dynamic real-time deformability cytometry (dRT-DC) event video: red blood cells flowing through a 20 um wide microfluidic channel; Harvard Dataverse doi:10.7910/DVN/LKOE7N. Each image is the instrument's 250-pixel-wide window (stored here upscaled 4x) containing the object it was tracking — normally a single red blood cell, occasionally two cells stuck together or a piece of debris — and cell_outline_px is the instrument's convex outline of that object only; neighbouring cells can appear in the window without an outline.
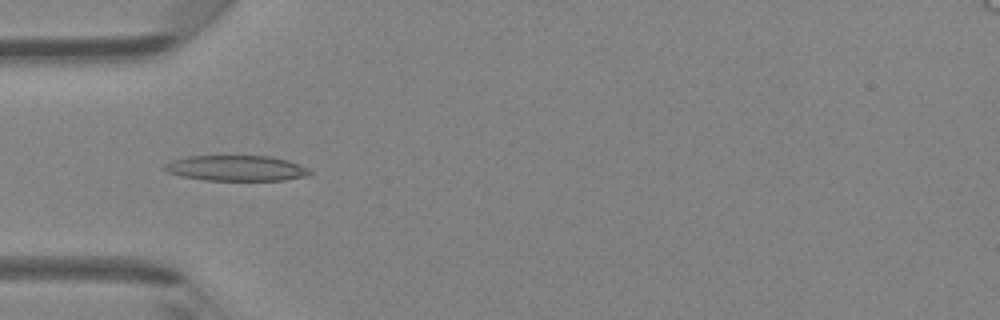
{"species": "Egyptian fruit bat (a non-hibernating species)", "species_latin": "Rousettus aegyptiacus", "temperature_condition": "room temperature", "stored_images_in_passage": 47, "camera_frame_rate_fps": 3000, "um_per_image_px": 0.085, "animal": {"sex": "female"}, "frame": {"image": 1, "passage_image": 15, "time_ms": 4.667, "image_size_px": [1000, 320], "cell_outline_px": [[312, 172], [308, 176], [284, 180], [204, 180], [180, 176], [168, 172], [164, 168], [164, 164], [172, 160], [188, 156], [272, 156], [288, 160], [308, 168]], "centroid_in_image_um": [20.09, 14.29], "position_along_channel_um": 64.9, "area_um2": 21.62}}
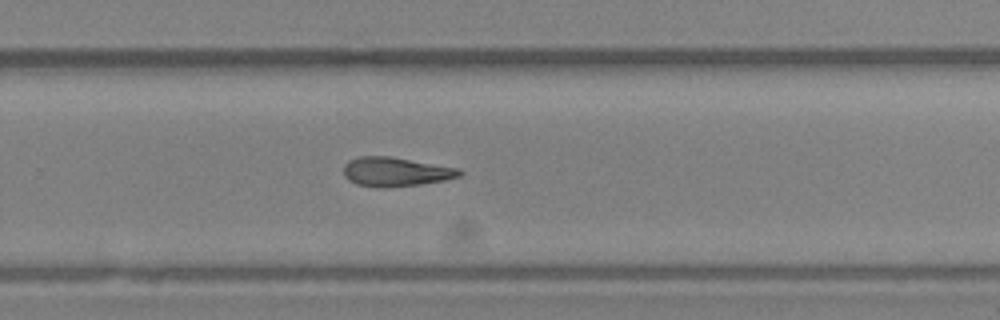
{"frame": {"image": 2, "passage_image": 31, "time_ms": 10.0, "image_size_px": [1000, 320], "cell_outline_px": [[464, 172], [460, 176], [444, 180], [420, 184], [388, 188], [376, 188], [356, 184], [348, 180], [344, 176], [344, 164], [348, 160], [360, 156], [388, 156], [460, 168]], "centroid_in_image_um": [33.61, 14.61], "position_along_channel_um": 296.2, "area_um2": 19.88}}
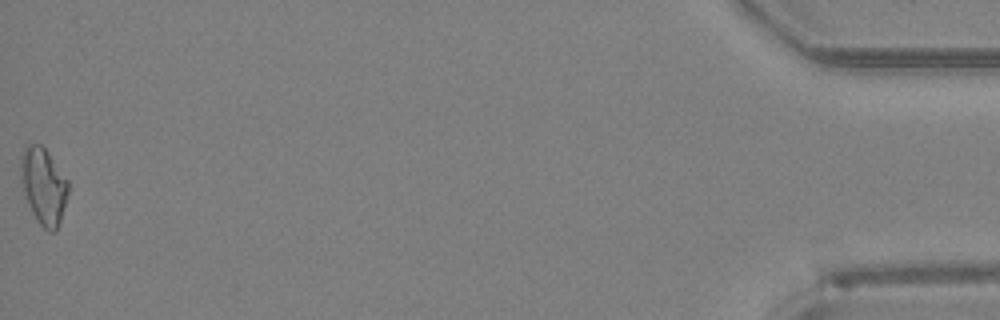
{"frame": {"image": 3, "passage_image": 47, "time_ms": 15.333, "image_size_px": [1000, 320], "cell_outline_px": [[68, 192], [60, 220], [56, 232], [48, 232], [36, 220], [32, 212], [24, 192], [20, 180], [20, 156], [24, 148], [28, 144], [40, 144], [48, 152], [68, 180]], "centroid_in_image_um": [3.68, 15.8], "position_along_channel_um": 431.5, "area_um2": 21.1}}